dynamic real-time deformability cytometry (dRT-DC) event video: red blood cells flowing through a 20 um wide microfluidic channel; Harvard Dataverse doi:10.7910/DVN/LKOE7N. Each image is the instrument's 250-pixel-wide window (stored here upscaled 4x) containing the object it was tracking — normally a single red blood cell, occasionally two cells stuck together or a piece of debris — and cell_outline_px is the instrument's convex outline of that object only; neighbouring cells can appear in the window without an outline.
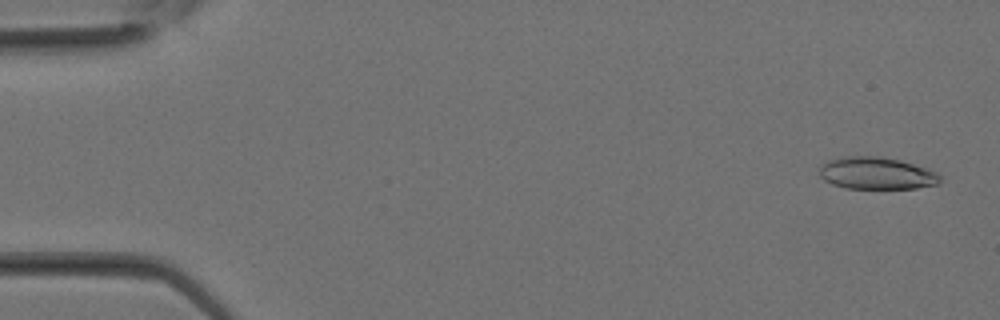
{"species": "Egyptian fruit bat (a non-hibernating species)", "species_latin": "Rousettus aegyptiacus", "temperature_condition": "room temperature", "stored_images_in_passage": 19, "camera_frame_rate_fps": 3000, "um_per_image_px": 0.085, "animal": {"sex": "female"}, "frame": {"image": 1, "passage_image": 1, "time_ms": 0.0, "image_size_px": [1000, 320], "cell_outline_px": [[940, 180], [936, 184], [916, 188], [844, 188], [832, 184], [824, 180], [820, 176], [820, 168], [828, 160], [848, 156], [880, 156], [900, 160], [928, 168], [936, 172], [940, 176]], "centroid_in_image_um": [74.51, 14.72], "position_along_channel_um": 10.5, "area_um2": 22.48}}
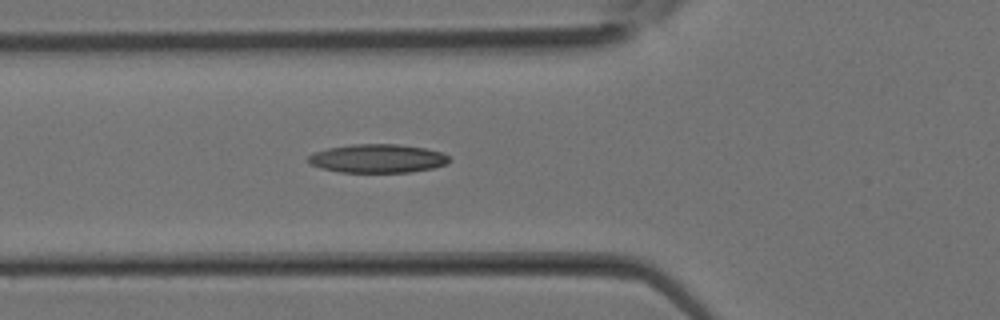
{"frame": {"image": 2, "passage_image": 11, "time_ms": 3.333, "image_size_px": [1000, 320], "cell_outline_px": [[452, 160], [448, 164], [432, 168], [412, 172], [340, 172], [320, 168], [308, 164], [308, 156], [312, 152], [328, 148], [352, 144], [396, 144], [424, 148], [440, 152], [448, 156]], "centroid_in_image_um": [32.07, 13.47], "position_along_channel_um": 93.7, "area_um2": 23.64}}
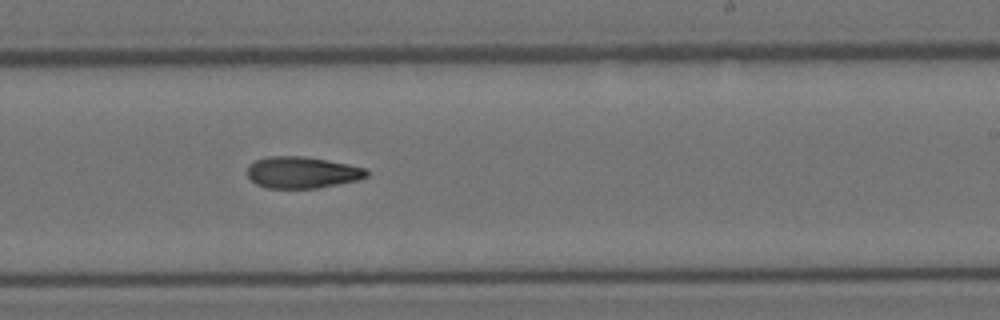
{"frame": {"image": 3, "passage_image": 19, "time_ms": 6.0, "image_size_px": [1000, 320], "cell_outline_px": [[368, 176], [356, 180], [316, 188], [268, 188], [256, 184], [248, 176], [248, 164], [256, 160], [268, 156], [304, 156], [328, 160], [368, 168]], "centroid_in_image_um": [25.68, 14.64], "position_along_channel_um": 263.3, "area_um2": 21.91}}